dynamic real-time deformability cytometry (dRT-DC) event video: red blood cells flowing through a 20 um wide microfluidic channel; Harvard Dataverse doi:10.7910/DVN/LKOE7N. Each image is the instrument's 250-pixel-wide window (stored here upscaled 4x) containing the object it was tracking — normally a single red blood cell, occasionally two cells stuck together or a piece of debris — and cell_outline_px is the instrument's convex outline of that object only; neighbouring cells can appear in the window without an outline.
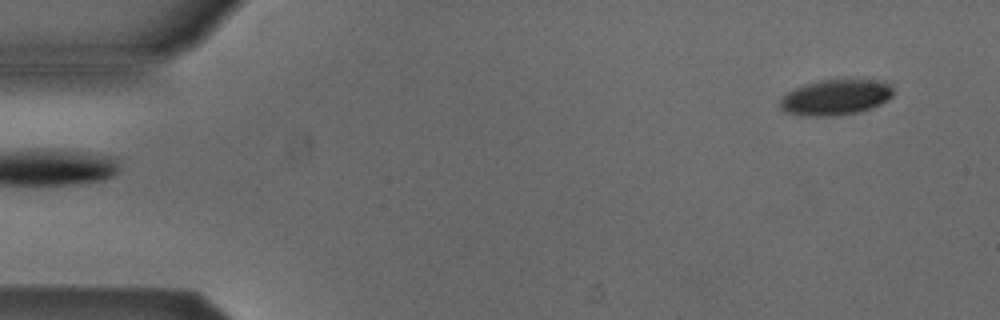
{"species": "Egyptian fruit bat (a non-hibernating species)", "species_latin": "Rousettus aegyptiacus", "temperature_condition": "cold", "stored_images_in_passage": 4, "segment_of_instrument_passage": [2, 2], "camera_frame_rate_fps": 3000, "um_per_image_px": 0.085, "animal": {"sex": "male"}, "frame": {"image": 1, "passage_image": 4, "time_ms": 1.0, "image_size_px": [1000, 320], "cell_outline_px": [[892, 96], [888, 100], [872, 108], [860, 112], [836, 116], [800, 116], [784, 112], [780, 108], [780, 100], [788, 92], [804, 84], [816, 80], [852, 76], [884, 80], [892, 84]], "centroid_in_image_um": [71.09, 8.22], "position_along_channel_um": 13.9, "area_um2": 24.8}}